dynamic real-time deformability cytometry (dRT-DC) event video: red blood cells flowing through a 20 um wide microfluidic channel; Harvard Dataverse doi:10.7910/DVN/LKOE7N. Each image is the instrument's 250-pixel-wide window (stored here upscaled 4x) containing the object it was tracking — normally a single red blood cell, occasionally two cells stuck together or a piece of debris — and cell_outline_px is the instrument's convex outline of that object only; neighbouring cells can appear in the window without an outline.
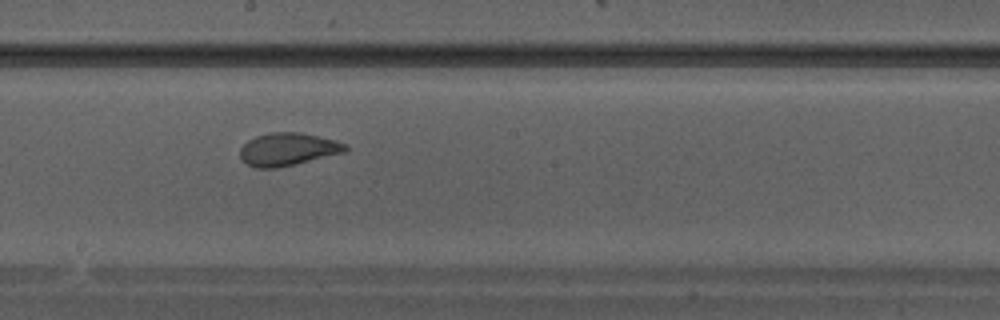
{"species": "Egyptian fruit bat (a non-hibernating species)", "species_latin": "Rousettus aegyptiacus", "temperature_condition": "warm", "stored_images_in_passage": 29, "camera_frame_rate_fps": 3000, "um_per_image_px": 0.085, "animal": {"sex": "male"}, "frame": {"image": 1, "passage_image": 17, "time_ms": 5.333, "image_size_px": [1000, 320], "cell_outline_px": [[348, 152], [276, 168], [256, 168], [248, 164], [240, 156], [240, 148], [248, 140], [256, 136], [272, 132], [300, 132], [336, 140], [348, 144]], "centroid_in_image_um": [24.52, 12.68], "position_along_channel_um": 223.7, "area_um2": 20.17}}